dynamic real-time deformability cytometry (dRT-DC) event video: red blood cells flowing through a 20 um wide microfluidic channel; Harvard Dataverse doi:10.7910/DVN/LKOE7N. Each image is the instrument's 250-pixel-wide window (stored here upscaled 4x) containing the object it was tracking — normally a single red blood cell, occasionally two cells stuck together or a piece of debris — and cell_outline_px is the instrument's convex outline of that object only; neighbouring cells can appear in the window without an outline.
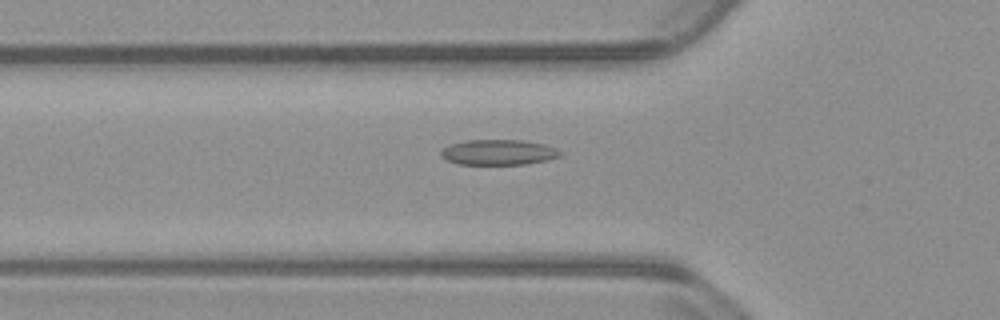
{"species": "common noctule bat (a hibernating species)", "species_latin": "Nyctalus noctula", "temperature_condition": "warm", "stored_images_in_passage": 54, "camera_frame_rate_fps": 3000, "um_per_image_px": 0.085, "animal": {"sex": "male", "body_mass_g": 23.1, "forearm_length_mm": 52.7}, "frame": {"image": 1, "passage_image": 18, "time_ms": 5.667, "image_size_px": [1000, 320], "cell_outline_px": [[564, 152], [560, 156], [548, 160], [524, 164], [460, 164], [448, 160], [440, 156], [440, 152], [444, 148], [452, 144], [468, 140], [520, 140], [544, 144], [556, 148]], "centroid_in_image_um": [42.41, 12.94], "position_along_channel_um": 83.4, "area_um2": 17.51}}
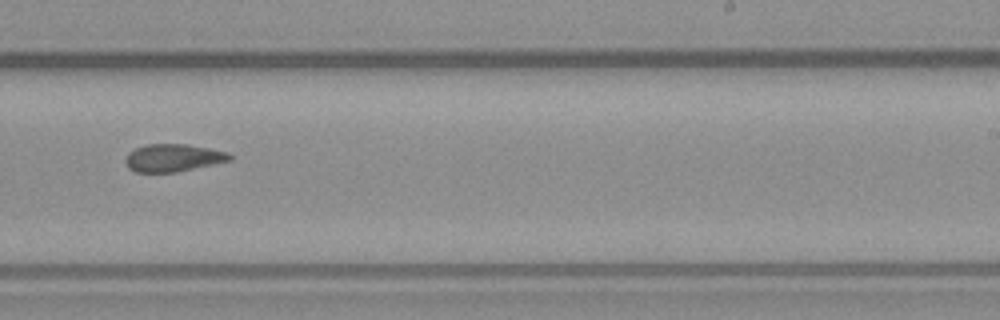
{"frame": {"image": 2, "passage_image": 33, "time_ms": 10.667, "image_size_px": [1000, 320], "cell_outline_px": [[232, 160], [176, 172], [136, 172], [128, 168], [124, 160], [128, 152], [144, 144], [188, 144], [228, 152], [232, 156]], "centroid_in_image_um": [14.69, 13.41], "position_along_channel_um": 274.3, "area_um2": 16.82}}
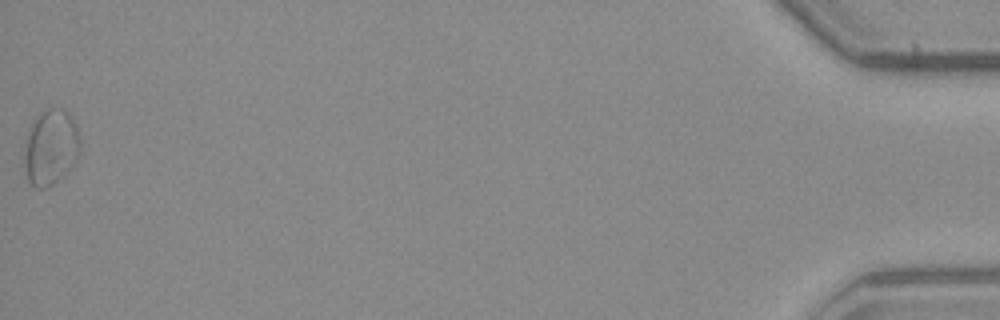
{"frame": {"image": 3, "passage_image": 54, "time_ms": 17.667, "image_size_px": [1000, 320], "cell_outline_px": [[80, 152], [76, 160], [52, 184], [44, 188], [36, 188], [28, 180], [24, 164], [24, 156], [28, 128], [32, 120], [40, 112], [48, 108], [52, 108], [68, 112], [72, 116], [80, 140]], "centroid_in_image_um": [4.29, 12.48], "position_along_channel_um": 430.9, "area_um2": 24.28}, "authors_computed_cell_mechanics": {"area_um2": 17.6868, "velocity_mm_per_s": 3.7977, "shape_relaxation_time_tau1_ms": null, "shape_relaxation_time_tau2_ms": 5.3384, "deformation_change_tau1": null, "deformation_change_tau2": 0.1177}}